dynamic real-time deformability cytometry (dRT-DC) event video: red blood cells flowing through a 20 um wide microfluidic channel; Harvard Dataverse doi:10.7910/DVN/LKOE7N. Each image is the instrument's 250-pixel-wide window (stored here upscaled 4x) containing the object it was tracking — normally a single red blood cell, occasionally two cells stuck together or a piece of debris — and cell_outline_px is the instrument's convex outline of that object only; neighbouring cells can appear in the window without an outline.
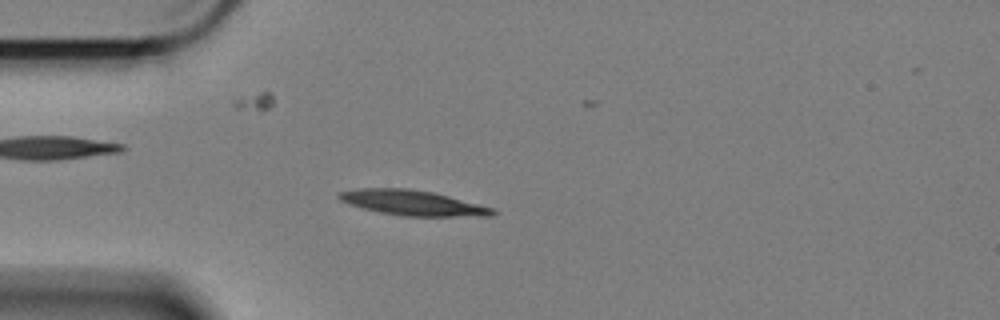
{"species": "Egyptian fruit bat (a non-hibernating species)", "species_latin": "Rousettus aegyptiacus", "temperature_condition": "cold", "stored_images_in_passage": 52, "camera_frame_rate_fps": 3000, "um_per_image_px": 0.085, "animal": {"sex": "female"}, "frame": {"image": 1, "passage_image": 8, "time_ms": 2.333, "image_size_px": [1000, 320], "cell_outline_px": [[500, 212], [492, 216], [400, 216], [380, 212], [348, 204], [340, 200], [336, 196], [336, 192], [356, 188], [408, 188], [432, 192], [496, 208]], "centroid_in_image_um": [35.08, 17.24], "position_along_channel_um": 49.9, "area_um2": 22.77}}
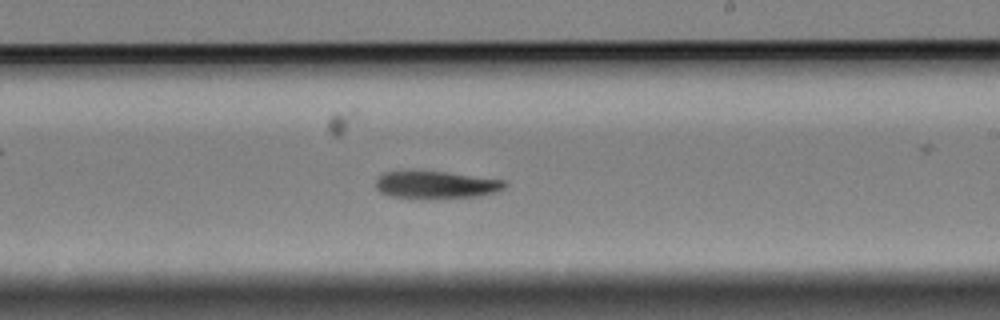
{"frame": {"image": 2, "passage_image": 27, "time_ms": 8.667, "image_size_px": [1000, 320], "cell_outline_px": [[508, 184], [504, 188], [496, 192], [476, 196], [428, 200], [420, 200], [388, 196], [380, 192], [376, 188], [376, 180], [384, 172], [412, 168], [448, 172], [504, 180]], "centroid_in_image_um": [36.98, 15.7], "position_along_channel_um": 252.0, "area_um2": 21.85}}
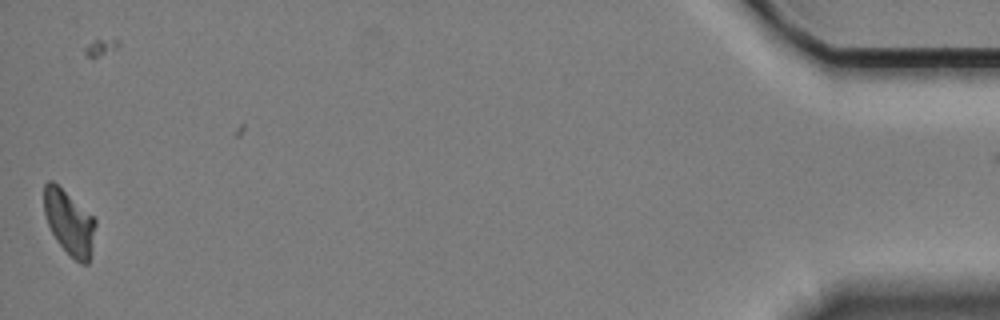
{"frame": {"image": 3, "passage_image": 51, "time_ms": 16.667, "image_size_px": [1000, 320], "cell_outline_px": [[96, 224], [92, 252], [88, 264], [80, 264], [56, 240], [48, 224], [44, 212], [44, 184], [48, 180], [52, 180], [92, 216], [96, 220]], "centroid_in_image_um": [5.89, 18.93], "position_along_channel_um": 429.3, "area_um2": 19.02}, "authors_computed_cell_mechanics": {"area_um2": 20.9814, "velocity_mm_per_s": 3.3575, "shape_relaxation_time_tau1_ms": 5.0223, "shape_relaxation_time_tau2_ms": null, "deformation_change_tau1": 0.1436, "deformation_change_tau2": null}}